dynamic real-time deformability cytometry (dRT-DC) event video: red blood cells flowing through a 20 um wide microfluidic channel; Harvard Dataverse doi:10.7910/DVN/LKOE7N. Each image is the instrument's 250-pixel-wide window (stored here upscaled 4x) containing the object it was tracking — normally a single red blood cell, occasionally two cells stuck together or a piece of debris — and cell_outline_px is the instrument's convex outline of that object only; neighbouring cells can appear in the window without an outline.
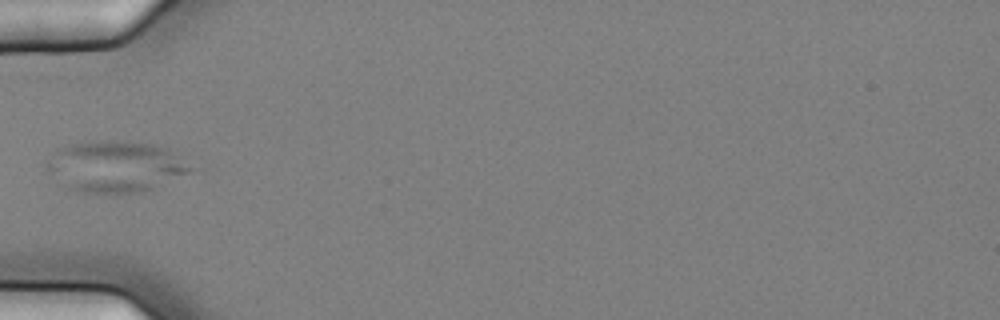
{"species": "common noctule bat (a hibernating species)", "species_latin": "Nyctalus noctula", "temperature_condition": "cold", "stored_images_in_passage": 5, "camera_frame_rate_fps": 3000, "um_per_image_px": 0.085, "animal": {"sex": "female", "body_mass_g": 25.1}, "frame": {"image": 1, "passage_image": 5, "time_ms": 1.333, "image_size_px": [1000, 320], "cell_outline_px": [[192, 168], [188, 172], [144, 192], [112, 196], [80, 192], [68, 188], [60, 184], [44, 168], [56, 148], [68, 144], [96, 140], [128, 140], [152, 144], [168, 148]], "centroid_in_image_um": [9.72, 14.17], "position_along_channel_um": 75.3, "area_um2": 43.7}}